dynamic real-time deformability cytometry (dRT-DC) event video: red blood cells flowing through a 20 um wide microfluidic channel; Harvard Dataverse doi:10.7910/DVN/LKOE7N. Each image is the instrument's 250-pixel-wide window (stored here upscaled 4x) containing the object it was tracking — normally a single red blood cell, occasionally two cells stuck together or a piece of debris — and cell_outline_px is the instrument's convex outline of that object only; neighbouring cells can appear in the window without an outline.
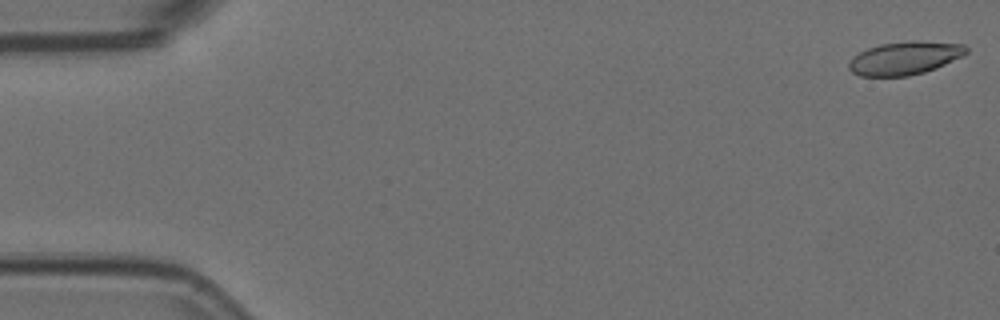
{"species": "Egyptian fruit bat (a non-hibernating species)", "species_latin": "Rousettus aegyptiacus", "temperature_condition": "room temperature", "stored_images_in_passage": 56, "camera_frame_rate_fps": 3000, "um_per_image_px": 0.085, "animal": {"sex": "female"}, "frame": {"image": 1, "passage_image": 1, "time_ms": 0.0, "image_size_px": [1000, 320], "cell_outline_px": [[968, 52], [964, 56], [936, 68], [924, 72], [908, 76], [860, 76], [852, 72], [848, 68], [848, 64], [852, 56], [868, 48], [880, 44], [908, 40], [916, 40], [964, 44], [968, 48]], "centroid_in_image_um": [76.92, 4.93], "position_along_channel_um": 8.1, "area_um2": 22.95}}
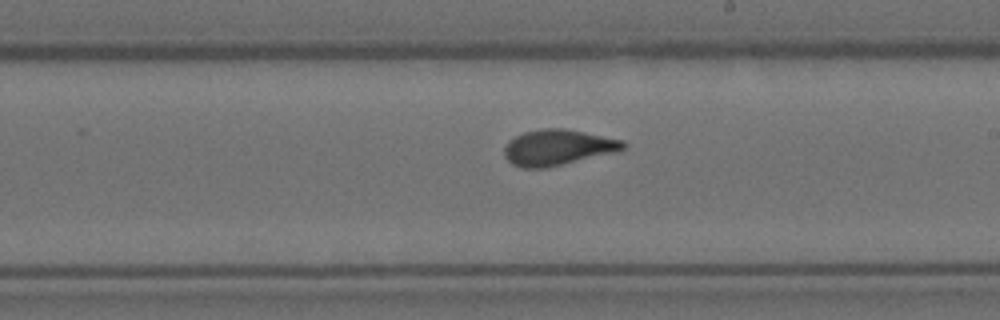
{"frame": {"image": 2, "passage_image": 32, "time_ms": 10.333, "image_size_px": [1000, 320], "cell_outline_px": [[628, 144], [624, 148], [612, 152], [544, 168], [520, 168], [512, 164], [504, 156], [504, 148], [508, 140], [524, 132], [544, 128], [564, 128], [624, 140]], "centroid_in_image_um": [47.36, 12.52], "position_along_channel_um": 241.6, "area_um2": 24.45}}
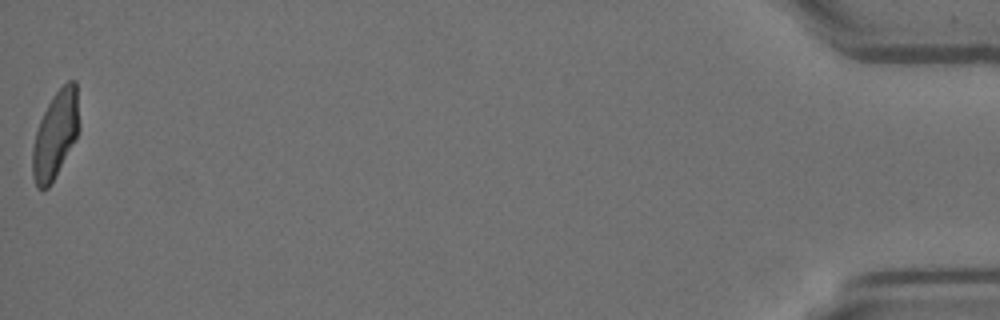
{"frame": {"image": 3, "passage_image": 56, "time_ms": 18.333, "image_size_px": [1000, 320], "cell_outline_px": [[80, 128], [76, 136], [48, 188], [36, 188], [32, 176], [32, 148], [36, 132], [40, 120], [52, 96], [68, 80], [76, 80], [80, 124]], "centroid_in_image_um": [4.71, 11.4], "position_along_channel_um": 430.5, "area_um2": 23.35}, "authors_computed_cell_mechanics": {"area_um2": 23.987, "velocity_mm_per_s": 3.6183, "shape_relaxation_time_tau1_ms": 6.5217, "shape_relaxation_time_tau2_ms": 1.0139, "deformation_change_tau1": 0.2191, "deformation_change_tau2": 0.0853}}